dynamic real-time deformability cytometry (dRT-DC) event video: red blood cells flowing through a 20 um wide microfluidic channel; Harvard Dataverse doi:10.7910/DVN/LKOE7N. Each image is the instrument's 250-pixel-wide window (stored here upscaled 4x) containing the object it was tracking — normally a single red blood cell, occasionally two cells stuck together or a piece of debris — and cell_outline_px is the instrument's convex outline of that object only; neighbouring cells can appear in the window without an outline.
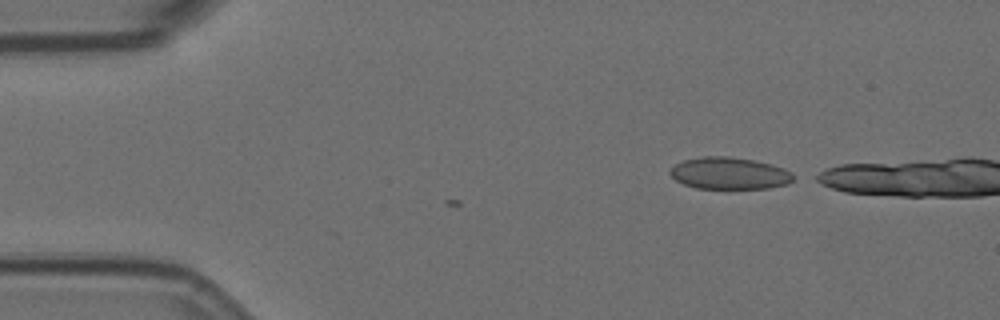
{"species": "Egyptian fruit bat (a non-hibernating species)", "species_latin": "Rousettus aegyptiacus", "temperature_condition": "room temperature", "stored_images_in_passage": 2, "camera_frame_rate_fps": 3000, "um_per_image_px": 0.085, "animal": {"sex": "female"}, "frame": {"image": 1, "passage_image": 1, "time_ms": 0.0, "image_size_px": [1000, 320], "cell_outline_px": [[792, 180], [788, 184], [768, 188], [696, 188], [684, 184], [676, 180], [668, 172], [676, 164], [684, 160], [704, 156], [728, 156], [752, 160], [772, 164], [784, 168], [792, 172]], "centroid_in_image_um": [62.0, 14.73], "position_along_channel_um": 23.0, "area_um2": 22.77}}